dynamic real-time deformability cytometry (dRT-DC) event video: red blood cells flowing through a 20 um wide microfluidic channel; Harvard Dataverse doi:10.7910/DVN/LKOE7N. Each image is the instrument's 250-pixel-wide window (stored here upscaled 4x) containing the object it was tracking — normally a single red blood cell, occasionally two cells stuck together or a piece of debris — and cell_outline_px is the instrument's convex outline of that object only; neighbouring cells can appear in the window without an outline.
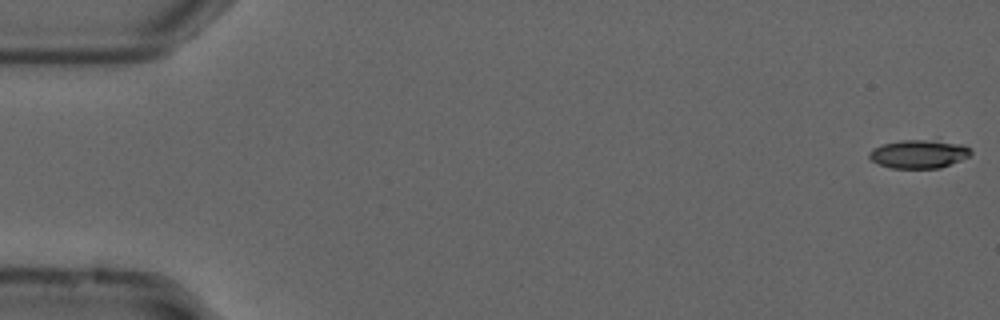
{"species": "common noctule bat (a hibernating species)", "species_latin": "Nyctalus noctula", "temperature_condition": "cold", "stored_images_in_passage": 5, "camera_frame_rate_fps": 3000, "um_per_image_px": 0.085, "animal": {"sex": "male", "forearm_length_mm": 52.5}, "frame": {"image": 1, "passage_image": 1, "time_ms": 0.0, "image_size_px": [1000, 320], "cell_outline_px": [[972, 152], [968, 156], [960, 160], [940, 168], [892, 168], [880, 164], [872, 160], [868, 156], [872, 148], [880, 144], [900, 140], [932, 140], [964, 144], [972, 148]], "centroid_in_image_um": [78.11, 13.07], "position_along_channel_um": 6.9, "area_um2": 16.88}}